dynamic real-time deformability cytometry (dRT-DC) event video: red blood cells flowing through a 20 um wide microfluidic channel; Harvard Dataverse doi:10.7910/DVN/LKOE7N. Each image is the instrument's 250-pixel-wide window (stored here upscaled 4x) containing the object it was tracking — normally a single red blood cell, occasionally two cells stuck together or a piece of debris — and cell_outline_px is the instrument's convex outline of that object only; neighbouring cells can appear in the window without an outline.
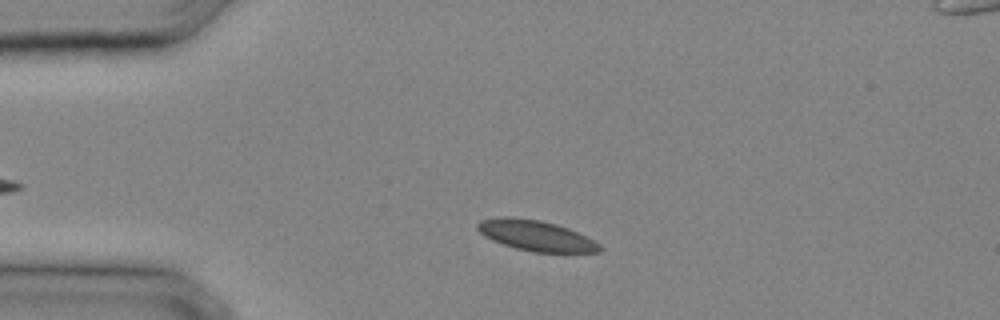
{"species": "common noctule bat (a hibernating species)", "species_latin": "Nyctalus noctula", "temperature_condition": "cold", "stored_images_in_passage": 26, "camera_frame_rate_fps": 3000, "um_per_image_px": 0.085, "animal": {"sex": "male", "body_mass_g": 20.4}, "frame": {"image": 1, "passage_image": 4, "time_ms": 1.0, "image_size_px": [1000, 320], "cell_outline_px": [[604, 248], [600, 252], [532, 252], [516, 248], [492, 240], [484, 236], [476, 228], [476, 224], [480, 220], [500, 216], [512, 216], [540, 220], [556, 224], [568, 228], [600, 244]], "centroid_in_image_um": [45.52, 20.01], "position_along_channel_um": 39.5, "area_um2": 21.73}}
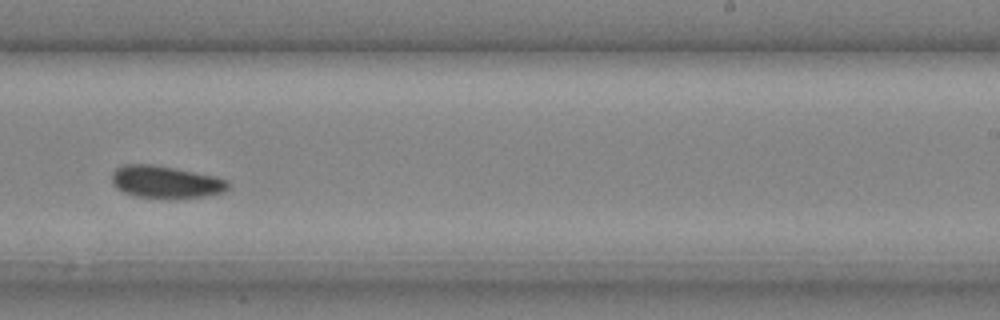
{"frame": {"image": 2, "passage_image": 17, "time_ms": 5.333, "image_size_px": [1000, 320], "cell_outline_px": [[228, 188], [224, 192], [204, 196], [136, 196], [124, 192], [116, 188], [112, 180], [112, 172], [116, 168], [124, 164], [152, 164], [212, 176], [228, 180]], "centroid_in_image_um": [14.04, 15.43], "position_along_channel_um": 275.0, "area_um2": 20.98}}
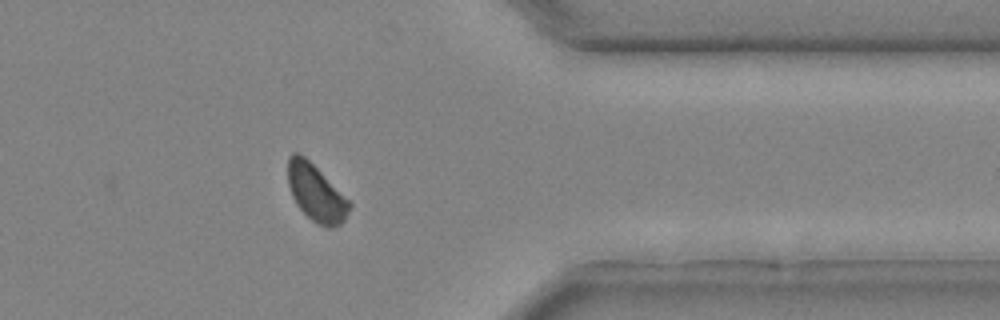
{"frame": {"image": 3, "passage_image": 23, "time_ms": 7.333, "image_size_px": [1000, 320], "cell_outline_px": [[352, 204], [344, 220], [340, 224], [332, 228], [324, 228], [316, 224], [296, 204], [292, 196], [288, 184], [288, 156], [292, 152], [300, 152]], "centroid_in_image_um": [26.83, 16.41], "position_along_channel_um": 384.6, "area_um2": 20.06}}